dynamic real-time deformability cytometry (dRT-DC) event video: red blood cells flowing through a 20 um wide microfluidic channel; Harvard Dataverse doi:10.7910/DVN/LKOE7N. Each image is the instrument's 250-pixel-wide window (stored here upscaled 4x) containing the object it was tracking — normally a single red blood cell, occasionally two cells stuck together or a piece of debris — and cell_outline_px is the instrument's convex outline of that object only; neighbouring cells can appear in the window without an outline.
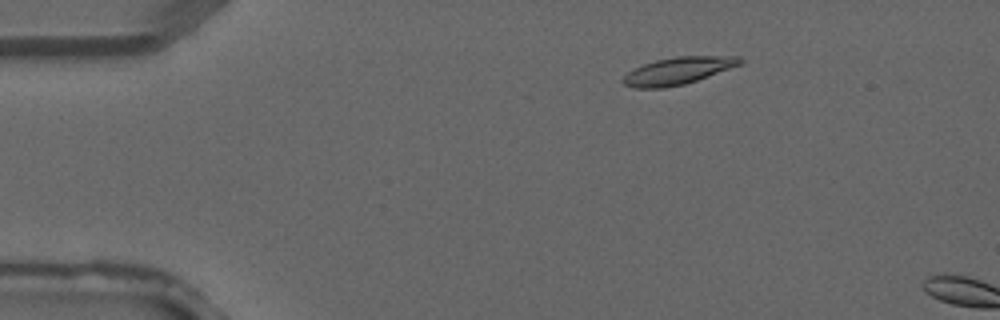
{"species": "common noctule bat (a hibernating species)", "species_latin": "Nyctalus noctula", "temperature_condition": "warm", "stored_images_in_passage": 3, "camera_frame_rate_fps": 3000, "um_per_image_px": 0.085, "animal": {"sex": "male", "forearm_length_mm": 52.5}, "frame": {"image": 1, "passage_image": 3, "time_ms": 0.667, "image_size_px": [1000, 320], "cell_outline_px": [[744, 60], [740, 64], [696, 80], [684, 84], [664, 88], [636, 88], [624, 84], [620, 80], [628, 72], [644, 64], [656, 60], [676, 56], [740, 56]], "centroid_in_image_um": [57.6, 6.01], "position_along_channel_um": 27.4, "area_um2": 18.26}}